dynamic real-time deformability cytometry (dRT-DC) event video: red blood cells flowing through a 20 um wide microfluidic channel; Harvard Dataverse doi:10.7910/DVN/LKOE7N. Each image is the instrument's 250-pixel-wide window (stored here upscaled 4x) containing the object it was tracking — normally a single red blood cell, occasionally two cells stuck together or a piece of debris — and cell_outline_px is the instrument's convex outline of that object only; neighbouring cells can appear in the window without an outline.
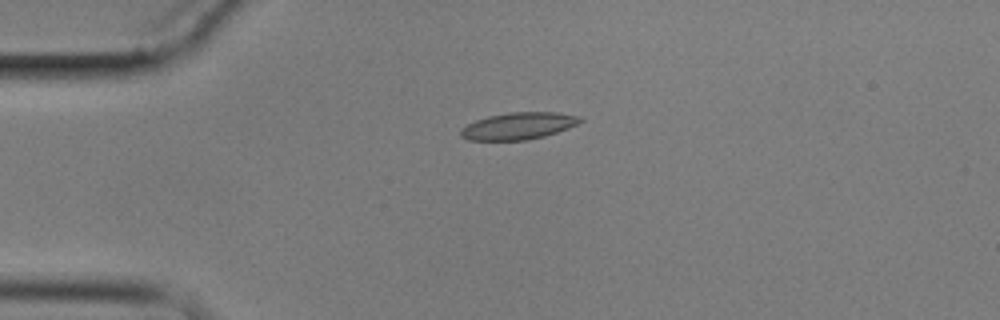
{"species": "common noctule bat (a hibernating species)", "species_latin": "Nyctalus noctula", "temperature_condition": "cold", "stored_images_in_passage": 4, "camera_frame_rate_fps": 3000, "um_per_image_px": 0.085, "animal": {"sex": "male", "body_mass_g": 17.9}, "frame": {"image": 1, "passage_image": 3, "time_ms": 3.333, "image_size_px": [1000, 320], "cell_outline_px": [[584, 120], [568, 128], [544, 136], [528, 140], [468, 140], [460, 136], [460, 132], [468, 124], [476, 120], [488, 116], [508, 112], [556, 112], [580, 116]], "centroid_in_image_um": [44.08, 10.7], "position_along_channel_um": 40.9, "area_um2": 18.67}}